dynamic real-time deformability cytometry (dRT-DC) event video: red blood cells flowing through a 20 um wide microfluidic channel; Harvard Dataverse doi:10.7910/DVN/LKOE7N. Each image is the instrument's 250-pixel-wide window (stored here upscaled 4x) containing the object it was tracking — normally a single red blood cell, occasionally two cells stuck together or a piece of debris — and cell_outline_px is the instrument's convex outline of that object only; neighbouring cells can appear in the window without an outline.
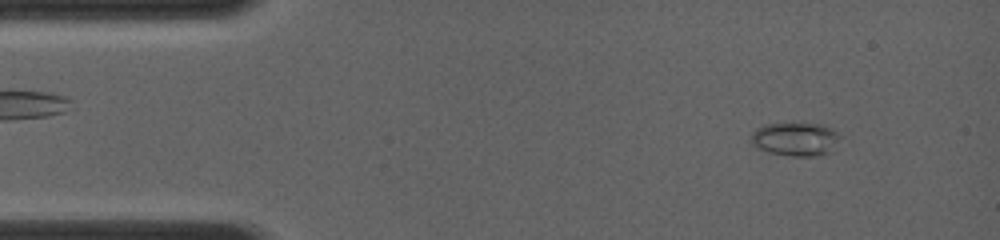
{"species": "common noctule bat (a hibernating species)", "species_latin": "Nyctalus noctula", "temperature_condition": "room temperature", "stored_images_in_passage": 11, "camera_frame_rate_fps": 4000, "um_per_image_px": 0.085, "animal": {"sex": "female", "body_mass_g": 19.0, "forearm_length_mm": 56.7}, "frame": {"image": 1, "passage_image": 1, "time_ms": 0.0, "image_size_px": [1000, 240], "cell_outline_px": [[840, 136], [832, 152], [820, 156], [792, 156], [768, 152], [756, 148], [752, 144], [752, 132], [756, 128], [764, 124], [784, 120], [824, 124], [832, 128]], "centroid_in_image_um": [67.6, 11.77], "position_along_channel_um": 17.4, "area_um2": 18.32}}